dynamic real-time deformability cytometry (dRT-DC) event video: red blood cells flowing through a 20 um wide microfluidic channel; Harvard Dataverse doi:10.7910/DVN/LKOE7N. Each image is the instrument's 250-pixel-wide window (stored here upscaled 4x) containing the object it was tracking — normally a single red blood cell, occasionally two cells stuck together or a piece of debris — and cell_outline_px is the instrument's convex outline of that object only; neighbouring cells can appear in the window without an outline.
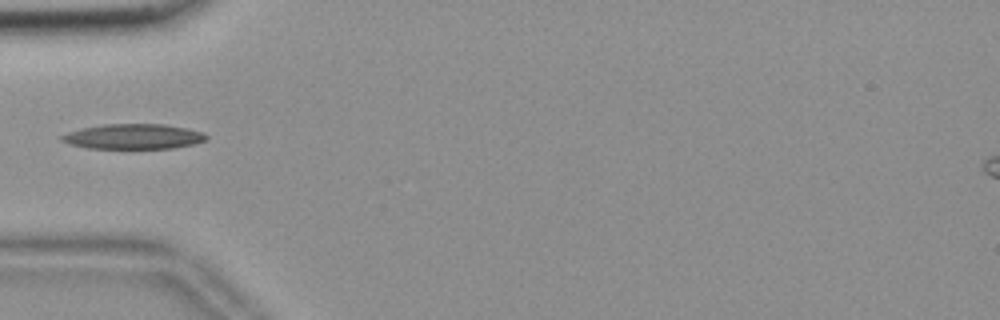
{"species": "common noctule bat (a hibernating species)", "species_latin": "Nyctalus noctula", "temperature_condition": "room temperature", "stored_images_in_passage": 3, "camera_frame_rate_fps": 3000, "um_per_image_px": 0.085, "animal": {"sex": "female", "body_mass_g": 18.4}, "frame": {"image": 1, "passage_image": 1, "time_ms": 0.0, "image_size_px": [1000, 320], "cell_outline_px": [[208, 136], [204, 140], [192, 144], [172, 148], [88, 148], [72, 144], [60, 140], [60, 136], [68, 132], [84, 128], [104, 124], [164, 124], [204, 132]], "centroid_in_image_um": [11.34, 11.6], "position_along_channel_um": 73.7, "area_um2": 20.81}}